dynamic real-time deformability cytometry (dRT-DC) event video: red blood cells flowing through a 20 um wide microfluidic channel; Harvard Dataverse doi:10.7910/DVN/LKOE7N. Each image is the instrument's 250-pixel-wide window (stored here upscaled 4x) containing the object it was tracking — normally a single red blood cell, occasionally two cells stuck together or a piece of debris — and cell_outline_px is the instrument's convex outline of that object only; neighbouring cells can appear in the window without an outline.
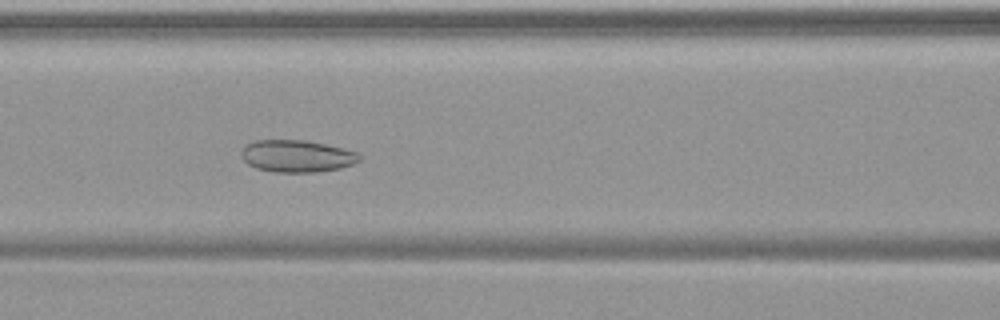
{"species": "common noctule bat (a hibernating species)", "species_latin": "Nyctalus noctula", "temperature_condition": "warm", "stored_images_in_passage": 54, "camera_frame_rate_fps": 3000, "um_per_image_px": 0.085, "animal": {"sex": "female", "body_mass_g": 19.9}, "frame": {"image": 1, "passage_image": 24, "time_ms": 7.667, "image_size_px": [1000, 320], "cell_outline_px": [[360, 160], [352, 164], [340, 168], [316, 172], [276, 172], [256, 168], [248, 164], [240, 156], [240, 152], [244, 144], [256, 140], [304, 140], [344, 148], [356, 152], [360, 156]], "centroid_in_image_um": [25.19, 13.26], "position_along_channel_um": 141.4, "area_um2": 22.14}}
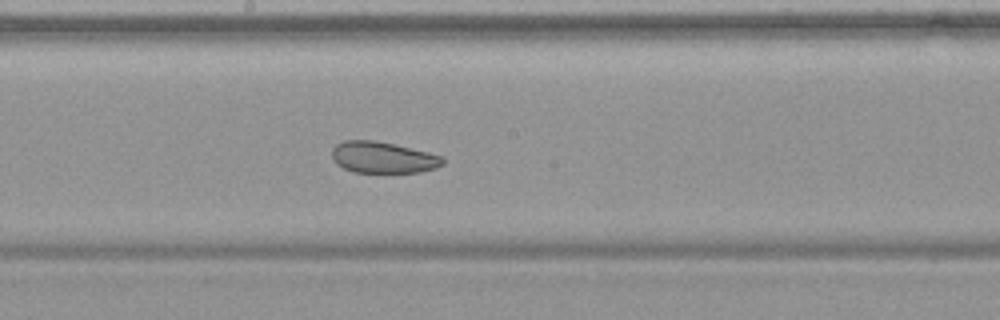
{"frame": {"image": 2, "passage_image": 30, "time_ms": 9.667, "image_size_px": [1000, 320], "cell_outline_px": [[444, 164], [436, 168], [420, 172], [352, 172], [336, 164], [332, 156], [332, 148], [336, 144], [344, 140], [376, 140], [396, 144], [444, 156]], "centroid_in_image_um": [32.56, 13.37], "position_along_channel_um": 215.6, "area_um2": 20.46}}
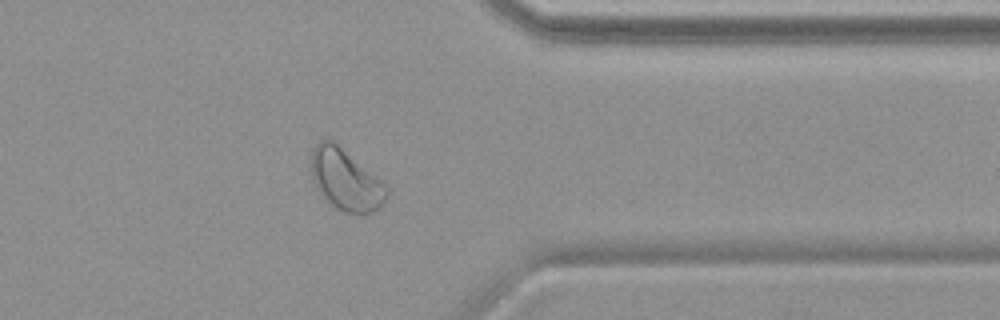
{"frame": {"image": 3, "passage_image": 44, "time_ms": 14.333, "image_size_px": [1000, 320], "cell_outline_px": [[388, 196], [380, 208], [372, 212], [344, 212], [336, 208], [316, 188], [312, 180], [312, 148], [320, 140], [328, 136], [336, 140], [380, 180], [388, 188]], "centroid_in_image_um": [29.37, 15.21], "position_along_channel_um": 382.0, "area_um2": 26.99}, "authors_computed_cell_mechanics": {"area_um2": 28.5821, "velocity_mm_per_s": 3.7263, "shape_relaxation_time_tau1_ms": null, "shape_relaxation_time_tau2_ms": 2.1227, "deformation_change_tau1": null, "deformation_change_tau2": 0.0715}}